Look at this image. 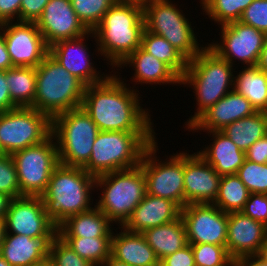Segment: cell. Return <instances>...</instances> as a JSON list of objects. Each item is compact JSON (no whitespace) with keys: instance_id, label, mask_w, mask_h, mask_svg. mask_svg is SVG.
<instances>
[{"instance_id":"obj_1","label":"cell","mask_w":267,"mask_h":266,"mask_svg":"<svg viewBox=\"0 0 267 266\" xmlns=\"http://www.w3.org/2000/svg\"><path fill=\"white\" fill-rule=\"evenodd\" d=\"M118 75L86 86L81 107L99 131L154 132L148 109L139 102L137 89H129Z\"/></svg>"},{"instance_id":"obj_2","label":"cell","mask_w":267,"mask_h":266,"mask_svg":"<svg viewBox=\"0 0 267 266\" xmlns=\"http://www.w3.org/2000/svg\"><path fill=\"white\" fill-rule=\"evenodd\" d=\"M145 29L143 6L136 3L115 2L92 30L97 52L118 67L131 53L141 47ZM100 51V52H99Z\"/></svg>"},{"instance_id":"obj_3","label":"cell","mask_w":267,"mask_h":266,"mask_svg":"<svg viewBox=\"0 0 267 266\" xmlns=\"http://www.w3.org/2000/svg\"><path fill=\"white\" fill-rule=\"evenodd\" d=\"M233 66L205 46L198 55L188 61L180 85L192 87L196 95L197 112L187 120L189 128L205 111L227 93L233 91ZM230 88V89H229Z\"/></svg>"},{"instance_id":"obj_4","label":"cell","mask_w":267,"mask_h":266,"mask_svg":"<svg viewBox=\"0 0 267 266\" xmlns=\"http://www.w3.org/2000/svg\"><path fill=\"white\" fill-rule=\"evenodd\" d=\"M94 188L95 177L82 167L59 164L41 196L47 216L59 226L70 216L92 209L90 195Z\"/></svg>"},{"instance_id":"obj_5","label":"cell","mask_w":267,"mask_h":266,"mask_svg":"<svg viewBox=\"0 0 267 266\" xmlns=\"http://www.w3.org/2000/svg\"><path fill=\"white\" fill-rule=\"evenodd\" d=\"M155 132L99 131L89 161L82 167L94 177L140 165Z\"/></svg>"},{"instance_id":"obj_6","label":"cell","mask_w":267,"mask_h":266,"mask_svg":"<svg viewBox=\"0 0 267 266\" xmlns=\"http://www.w3.org/2000/svg\"><path fill=\"white\" fill-rule=\"evenodd\" d=\"M86 85L49 53L36 67V95L32 108L56 115L81 107Z\"/></svg>"},{"instance_id":"obj_7","label":"cell","mask_w":267,"mask_h":266,"mask_svg":"<svg viewBox=\"0 0 267 266\" xmlns=\"http://www.w3.org/2000/svg\"><path fill=\"white\" fill-rule=\"evenodd\" d=\"M95 187L103 189L95 206L112 223L120 226L126 222L146 194V180L140 165L97 176Z\"/></svg>"},{"instance_id":"obj_8","label":"cell","mask_w":267,"mask_h":266,"mask_svg":"<svg viewBox=\"0 0 267 266\" xmlns=\"http://www.w3.org/2000/svg\"><path fill=\"white\" fill-rule=\"evenodd\" d=\"M98 127L82 107L52 118V136L58 149L59 163L83 167L92 153Z\"/></svg>"},{"instance_id":"obj_9","label":"cell","mask_w":267,"mask_h":266,"mask_svg":"<svg viewBox=\"0 0 267 266\" xmlns=\"http://www.w3.org/2000/svg\"><path fill=\"white\" fill-rule=\"evenodd\" d=\"M182 11L171 0H148L143 5L144 26L147 31L164 37L189 61L204 46L199 45L191 22Z\"/></svg>"},{"instance_id":"obj_10","label":"cell","mask_w":267,"mask_h":266,"mask_svg":"<svg viewBox=\"0 0 267 266\" xmlns=\"http://www.w3.org/2000/svg\"><path fill=\"white\" fill-rule=\"evenodd\" d=\"M52 133V119L32 107L0 112V147L12 155L45 141Z\"/></svg>"},{"instance_id":"obj_11","label":"cell","mask_w":267,"mask_h":266,"mask_svg":"<svg viewBox=\"0 0 267 266\" xmlns=\"http://www.w3.org/2000/svg\"><path fill=\"white\" fill-rule=\"evenodd\" d=\"M52 134L43 142L12 154L16 165L21 196H42L51 174L60 164Z\"/></svg>"},{"instance_id":"obj_12","label":"cell","mask_w":267,"mask_h":266,"mask_svg":"<svg viewBox=\"0 0 267 266\" xmlns=\"http://www.w3.org/2000/svg\"><path fill=\"white\" fill-rule=\"evenodd\" d=\"M156 140L145 150L140 162L146 180V193L165 198L184 208V152L159 161Z\"/></svg>"},{"instance_id":"obj_13","label":"cell","mask_w":267,"mask_h":266,"mask_svg":"<svg viewBox=\"0 0 267 266\" xmlns=\"http://www.w3.org/2000/svg\"><path fill=\"white\" fill-rule=\"evenodd\" d=\"M220 42H211L207 46L232 66L238 59L246 66H256L262 51L266 34L256 28L234 21L221 25Z\"/></svg>"},{"instance_id":"obj_14","label":"cell","mask_w":267,"mask_h":266,"mask_svg":"<svg viewBox=\"0 0 267 266\" xmlns=\"http://www.w3.org/2000/svg\"><path fill=\"white\" fill-rule=\"evenodd\" d=\"M13 67H37L49 53L43 35L34 22L0 24Z\"/></svg>"},{"instance_id":"obj_15","label":"cell","mask_w":267,"mask_h":266,"mask_svg":"<svg viewBox=\"0 0 267 266\" xmlns=\"http://www.w3.org/2000/svg\"><path fill=\"white\" fill-rule=\"evenodd\" d=\"M188 244L226 246L228 213L214 204H189L181 209Z\"/></svg>"},{"instance_id":"obj_16","label":"cell","mask_w":267,"mask_h":266,"mask_svg":"<svg viewBox=\"0 0 267 266\" xmlns=\"http://www.w3.org/2000/svg\"><path fill=\"white\" fill-rule=\"evenodd\" d=\"M4 221L6 233L26 235L30 238L43 236L55 226L46 214L41 196L13 198Z\"/></svg>"},{"instance_id":"obj_17","label":"cell","mask_w":267,"mask_h":266,"mask_svg":"<svg viewBox=\"0 0 267 266\" xmlns=\"http://www.w3.org/2000/svg\"><path fill=\"white\" fill-rule=\"evenodd\" d=\"M221 176L197 152H184V207L189 204H213L219 192Z\"/></svg>"},{"instance_id":"obj_18","label":"cell","mask_w":267,"mask_h":266,"mask_svg":"<svg viewBox=\"0 0 267 266\" xmlns=\"http://www.w3.org/2000/svg\"><path fill=\"white\" fill-rule=\"evenodd\" d=\"M36 25L48 47L58 41L75 39L89 32L79 20L70 0H50Z\"/></svg>"},{"instance_id":"obj_19","label":"cell","mask_w":267,"mask_h":266,"mask_svg":"<svg viewBox=\"0 0 267 266\" xmlns=\"http://www.w3.org/2000/svg\"><path fill=\"white\" fill-rule=\"evenodd\" d=\"M89 35L94 37L93 31L75 39L58 41L49 47V54L86 86L100 83L109 76L101 74L93 67L88 44L84 42Z\"/></svg>"},{"instance_id":"obj_20","label":"cell","mask_w":267,"mask_h":266,"mask_svg":"<svg viewBox=\"0 0 267 266\" xmlns=\"http://www.w3.org/2000/svg\"><path fill=\"white\" fill-rule=\"evenodd\" d=\"M57 237L56 225L47 234L37 238L6 233L0 255L11 266H34L49 259L53 241Z\"/></svg>"},{"instance_id":"obj_21","label":"cell","mask_w":267,"mask_h":266,"mask_svg":"<svg viewBox=\"0 0 267 266\" xmlns=\"http://www.w3.org/2000/svg\"><path fill=\"white\" fill-rule=\"evenodd\" d=\"M267 238L266 226L240 212L228 213L226 248L233 260L257 255Z\"/></svg>"},{"instance_id":"obj_22","label":"cell","mask_w":267,"mask_h":266,"mask_svg":"<svg viewBox=\"0 0 267 266\" xmlns=\"http://www.w3.org/2000/svg\"><path fill=\"white\" fill-rule=\"evenodd\" d=\"M255 112L249 100L233 90L205 111L188 129L194 132L220 131L228 124L252 116Z\"/></svg>"},{"instance_id":"obj_23","label":"cell","mask_w":267,"mask_h":266,"mask_svg":"<svg viewBox=\"0 0 267 266\" xmlns=\"http://www.w3.org/2000/svg\"><path fill=\"white\" fill-rule=\"evenodd\" d=\"M180 216L181 208L175 202L146 193L120 228L133 233H142L146 229L177 220Z\"/></svg>"},{"instance_id":"obj_24","label":"cell","mask_w":267,"mask_h":266,"mask_svg":"<svg viewBox=\"0 0 267 266\" xmlns=\"http://www.w3.org/2000/svg\"><path fill=\"white\" fill-rule=\"evenodd\" d=\"M123 231V232H122ZM111 237V256L129 266H159L160 261L141 233L121 229Z\"/></svg>"},{"instance_id":"obj_25","label":"cell","mask_w":267,"mask_h":266,"mask_svg":"<svg viewBox=\"0 0 267 266\" xmlns=\"http://www.w3.org/2000/svg\"><path fill=\"white\" fill-rule=\"evenodd\" d=\"M212 136V144L197 153L220 175L236 174L243 165L245 152L221 131H204ZM206 148V149H205Z\"/></svg>"},{"instance_id":"obj_26","label":"cell","mask_w":267,"mask_h":266,"mask_svg":"<svg viewBox=\"0 0 267 266\" xmlns=\"http://www.w3.org/2000/svg\"><path fill=\"white\" fill-rule=\"evenodd\" d=\"M124 65L135 70L133 80L136 84H180L181 78L163 61L144 51L141 47L131 53L118 67ZM162 83V84H161Z\"/></svg>"},{"instance_id":"obj_27","label":"cell","mask_w":267,"mask_h":266,"mask_svg":"<svg viewBox=\"0 0 267 266\" xmlns=\"http://www.w3.org/2000/svg\"><path fill=\"white\" fill-rule=\"evenodd\" d=\"M94 207L88 211L67 218L58 226V236L86 238L112 237V222L95 205Z\"/></svg>"},{"instance_id":"obj_28","label":"cell","mask_w":267,"mask_h":266,"mask_svg":"<svg viewBox=\"0 0 267 266\" xmlns=\"http://www.w3.org/2000/svg\"><path fill=\"white\" fill-rule=\"evenodd\" d=\"M159 261L188 245L181 216L172 222L144 230L142 233Z\"/></svg>"},{"instance_id":"obj_29","label":"cell","mask_w":267,"mask_h":266,"mask_svg":"<svg viewBox=\"0 0 267 266\" xmlns=\"http://www.w3.org/2000/svg\"><path fill=\"white\" fill-rule=\"evenodd\" d=\"M233 90L246 97L256 112H267V72L257 65L244 66L234 76Z\"/></svg>"},{"instance_id":"obj_30","label":"cell","mask_w":267,"mask_h":266,"mask_svg":"<svg viewBox=\"0 0 267 266\" xmlns=\"http://www.w3.org/2000/svg\"><path fill=\"white\" fill-rule=\"evenodd\" d=\"M220 131L241 151L246 152L253 143L267 134V112H255L252 116L228 124Z\"/></svg>"},{"instance_id":"obj_31","label":"cell","mask_w":267,"mask_h":266,"mask_svg":"<svg viewBox=\"0 0 267 266\" xmlns=\"http://www.w3.org/2000/svg\"><path fill=\"white\" fill-rule=\"evenodd\" d=\"M12 102L17 107H31L36 95V68L12 67L6 70Z\"/></svg>"},{"instance_id":"obj_32","label":"cell","mask_w":267,"mask_h":266,"mask_svg":"<svg viewBox=\"0 0 267 266\" xmlns=\"http://www.w3.org/2000/svg\"><path fill=\"white\" fill-rule=\"evenodd\" d=\"M141 48L166 63L180 78L185 74L188 60L164 37L144 29Z\"/></svg>"},{"instance_id":"obj_33","label":"cell","mask_w":267,"mask_h":266,"mask_svg":"<svg viewBox=\"0 0 267 266\" xmlns=\"http://www.w3.org/2000/svg\"><path fill=\"white\" fill-rule=\"evenodd\" d=\"M250 192L236 174L221 176L219 192L214 205L223 212H240L247 200Z\"/></svg>"},{"instance_id":"obj_34","label":"cell","mask_w":267,"mask_h":266,"mask_svg":"<svg viewBox=\"0 0 267 266\" xmlns=\"http://www.w3.org/2000/svg\"><path fill=\"white\" fill-rule=\"evenodd\" d=\"M81 258L93 266L111 256V237H61Z\"/></svg>"},{"instance_id":"obj_35","label":"cell","mask_w":267,"mask_h":266,"mask_svg":"<svg viewBox=\"0 0 267 266\" xmlns=\"http://www.w3.org/2000/svg\"><path fill=\"white\" fill-rule=\"evenodd\" d=\"M254 0H201L203 12L218 25L239 21Z\"/></svg>"},{"instance_id":"obj_36","label":"cell","mask_w":267,"mask_h":266,"mask_svg":"<svg viewBox=\"0 0 267 266\" xmlns=\"http://www.w3.org/2000/svg\"><path fill=\"white\" fill-rule=\"evenodd\" d=\"M79 20L92 31L102 20L104 14L115 3L114 0H70Z\"/></svg>"},{"instance_id":"obj_37","label":"cell","mask_w":267,"mask_h":266,"mask_svg":"<svg viewBox=\"0 0 267 266\" xmlns=\"http://www.w3.org/2000/svg\"><path fill=\"white\" fill-rule=\"evenodd\" d=\"M236 175L250 193L267 194V163L258 164L245 159Z\"/></svg>"},{"instance_id":"obj_38","label":"cell","mask_w":267,"mask_h":266,"mask_svg":"<svg viewBox=\"0 0 267 266\" xmlns=\"http://www.w3.org/2000/svg\"><path fill=\"white\" fill-rule=\"evenodd\" d=\"M195 266H227L233 259L226 246L209 243L191 244Z\"/></svg>"},{"instance_id":"obj_39","label":"cell","mask_w":267,"mask_h":266,"mask_svg":"<svg viewBox=\"0 0 267 266\" xmlns=\"http://www.w3.org/2000/svg\"><path fill=\"white\" fill-rule=\"evenodd\" d=\"M0 193L13 198L21 197L16 165L12 155H0Z\"/></svg>"},{"instance_id":"obj_40","label":"cell","mask_w":267,"mask_h":266,"mask_svg":"<svg viewBox=\"0 0 267 266\" xmlns=\"http://www.w3.org/2000/svg\"><path fill=\"white\" fill-rule=\"evenodd\" d=\"M49 260L53 266H93L59 236L53 241Z\"/></svg>"},{"instance_id":"obj_41","label":"cell","mask_w":267,"mask_h":266,"mask_svg":"<svg viewBox=\"0 0 267 266\" xmlns=\"http://www.w3.org/2000/svg\"><path fill=\"white\" fill-rule=\"evenodd\" d=\"M239 21L267 35V0H254L243 11Z\"/></svg>"},{"instance_id":"obj_42","label":"cell","mask_w":267,"mask_h":266,"mask_svg":"<svg viewBox=\"0 0 267 266\" xmlns=\"http://www.w3.org/2000/svg\"><path fill=\"white\" fill-rule=\"evenodd\" d=\"M241 212L267 226V194L250 193Z\"/></svg>"},{"instance_id":"obj_43","label":"cell","mask_w":267,"mask_h":266,"mask_svg":"<svg viewBox=\"0 0 267 266\" xmlns=\"http://www.w3.org/2000/svg\"><path fill=\"white\" fill-rule=\"evenodd\" d=\"M49 1L50 0H22L19 21L36 23Z\"/></svg>"},{"instance_id":"obj_44","label":"cell","mask_w":267,"mask_h":266,"mask_svg":"<svg viewBox=\"0 0 267 266\" xmlns=\"http://www.w3.org/2000/svg\"><path fill=\"white\" fill-rule=\"evenodd\" d=\"M162 266H195L194 254L191 244L163 258Z\"/></svg>"},{"instance_id":"obj_45","label":"cell","mask_w":267,"mask_h":266,"mask_svg":"<svg viewBox=\"0 0 267 266\" xmlns=\"http://www.w3.org/2000/svg\"><path fill=\"white\" fill-rule=\"evenodd\" d=\"M246 160L258 164L267 163V134L253 143L245 152Z\"/></svg>"},{"instance_id":"obj_46","label":"cell","mask_w":267,"mask_h":266,"mask_svg":"<svg viewBox=\"0 0 267 266\" xmlns=\"http://www.w3.org/2000/svg\"><path fill=\"white\" fill-rule=\"evenodd\" d=\"M21 1L0 0V24L19 21Z\"/></svg>"},{"instance_id":"obj_47","label":"cell","mask_w":267,"mask_h":266,"mask_svg":"<svg viewBox=\"0 0 267 266\" xmlns=\"http://www.w3.org/2000/svg\"><path fill=\"white\" fill-rule=\"evenodd\" d=\"M17 108L12 102L9 87L6 81V70H0V112Z\"/></svg>"},{"instance_id":"obj_48","label":"cell","mask_w":267,"mask_h":266,"mask_svg":"<svg viewBox=\"0 0 267 266\" xmlns=\"http://www.w3.org/2000/svg\"><path fill=\"white\" fill-rule=\"evenodd\" d=\"M12 67L13 65L11 63L9 53L5 45V39L3 37L2 31L0 30V70H8Z\"/></svg>"},{"instance_id":"obj_49","label":"cell","mask_w":267,"mask_h":266,"mask_svg":"<svg viewBox=\"0 0 267 266\" xmlns=\"http://www.w3.org/2000/svg\"><path fill=\"white\" fill-rule=\"evenodd\" d=\"M236 266H267V263L257 255L241 257L235 260Z\"/></svg>"},{"instance_id":"obj_50","label":"cell","mask_w":267,"mask_h":266,"mask_svg":"<svg viewBox=\"0 0 267 266\" xmlns=\"http://www.w3.org/2000/svg\"><path fill=\"white\" fill-rule=\"evenodd\" d=\"M12 198L4 193H0V219L4 220Z\"/></svg>"},{"instance_id":"obj_51","label":"cell","mask_w":267,"mask_h":266,"mask_svg":"<svg viewBox=\"0 0 267 266\" xmlns=\"http://www.w3.org/2000/svg\"><path fill=\"white\" fill-rule=\"evenodd\" d=\"M257 66L261 69L267 72V35L265 38V42L262 48V51L259 56V60L257 63Z\"/></svg>"},{"instance_id":"obj_52","label":"cell","mask_w":267,"mask_h":266,"mask_svg":"<svg viewBox=\"0 0 267 266\" xmlns=\"http://www.w3.org/2000/svg\"><path fill=\"white\" fill-rule=\"evenodd\" d=\"M101 266H129L124 262L118 261L115 258H113L112 256H110L109 258H107L102 264Z\"/></svg>"},{"instance_id":"obj_53","label":"cell","mask_w":267,"mask_h":266,"mask_svg":"<svg viewBox=\"0 0 267 266\" xmlns=\"http://www.w3.org/2000/svg\"><path fill=\"white\" fill-rule=\"evenodd\" d=\"M257 256L267 263V238L265 242L260 246Z\"/></svg>"},{"instance_id":"obj_54","label":"cell","mask_w":267,"mask_h":266,"mask_svg":"<svg viewBox=\"0 0 267 266\" xmlns=\"http://www.w3.org/2000/svg\"><path fill=\"white\" fill-rule=\"evenodd\" d=\"M6 234L5 221L0 219V249Z\"/></svg>"},{"instance_id":"obj_55","label":"cell","mask_w":267,"mask_h":266,"mask_svg":"<svg viewBox=\"0 0 267 266\" xmlns=\"http://www.w3.org/2000/svg\"><path fill=\"white\" fill-rule=\"evenodd\" d=\"M114 1L123 3H136L143 6L148 0H114Z\"/></svg>"},{"instance_id":"obj_56","label":"cell","mask_w":267,"mask_h":266,"mask_svg":"<svg viewBox=\"0 0 267 266\" xmlns=\"http://www.w3.org/2000/svg\"><path fill=\"white\" fill-rule=\"evenodd\" d=\"M34 266H53V264L49 259H46L45 261L35 264Z\"/></svg>"},{"instance_id":"obj_57","label":"cell","mask_w":267,"mask_h":266,"mask_svg":"<svg viewBox=\"0 0 267 266\" xmlns=\"http://www.w3.org/2000/svg\"><path fill=\"white\" fill-rule=\"evenodd\" d=\"M0 266H11V265L0 255Z\"/></svg>"},{"instance_id":"obj_58","label":"cell","mask_w":267,"mask_h":266,"mask_svg":"<svg viewBox=\"0 0 267 266\" xmlns=\"http://www.w3.org/2000/svg\"><path fill=\"white\" fill-rule=\"evenodd\" d=\"M227 266H236L235 260H232Z\"/></svg>"},{"instance_id":"obj_59","label":"cell","mask_w":267,"mask_h":266,"mask_svg":"<svg viewBox=\"0 0 267 266\" xmlns=\"http://www.w3.org/2000/svg\"><path fill=\"white\" fill-rule=\"evenodd\" d=\"M2 154H4V153L2 152V149H1V147H0V155H2Z\"/></svg>"}]
</instances>
